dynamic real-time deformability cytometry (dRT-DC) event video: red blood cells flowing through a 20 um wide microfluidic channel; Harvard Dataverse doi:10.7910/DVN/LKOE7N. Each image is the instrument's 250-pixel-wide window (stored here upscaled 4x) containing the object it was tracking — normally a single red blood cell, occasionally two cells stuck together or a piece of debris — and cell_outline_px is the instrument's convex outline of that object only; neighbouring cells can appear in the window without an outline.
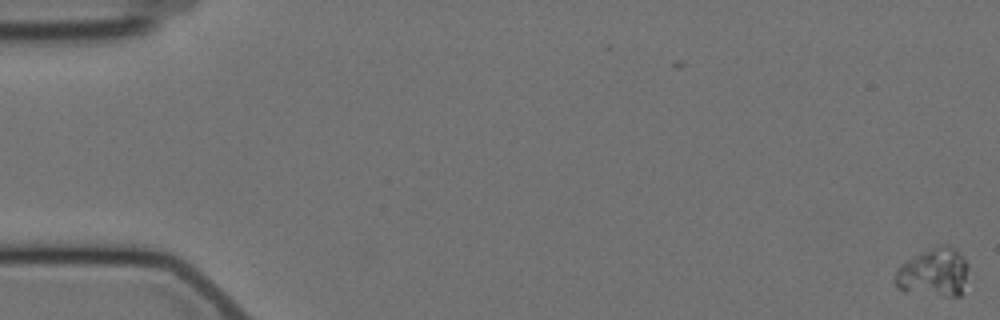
{"species": "Egyptian fruit bat (a non-hibernating species)", "species_latin": "Rousettus aegyptiacus", "temperature_condition": "cold", "stored_images_in_passage": 61, "camera_frame_rate_fps": 3000, "um_per_image_px": 0.085, "animal": {"sex": "female"}, "frame": {"image": 1, "passage_image": 1, "time_ms": 0.0, "image_size_px": [1000, 320], "cell_outline_px": [[968, 268], [960, 296], [944, 296], [904, 292], [896, 288], [892, 280], [900, 264], [940, 244], [948, 244], [956, 248], [960, 252], [968, 264]], "centroid_in_image_um": [79.34, 23.17], "position_along_channel_um": 5.7, "area_um2": 20.87}}
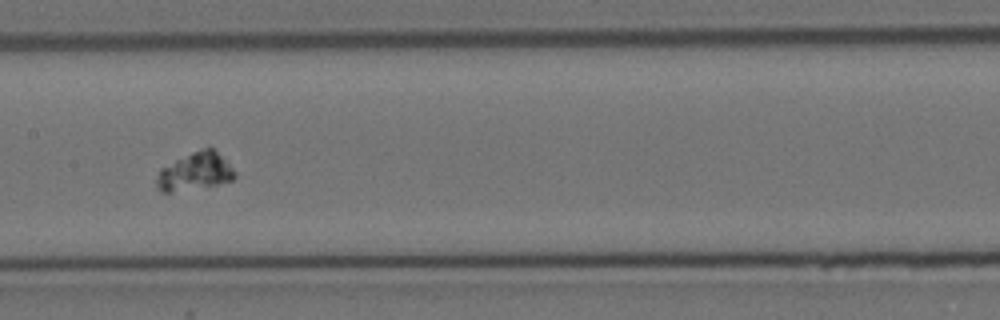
{"frame": {"image": 2, "passage_image": 31, "time_ms": 10.0, "image_size_px": [1000, 320], "cell_outline_px": [[236, 176], [232, 180], [216, 184], [168, 192], [160, 192], [156, 188], [156, 180], [160, 168], [192, 152], [204, 148], [212, 148], [232, 168]], "centroid_in_image_um": [16.52, 14.59], "position_along_channel_um": 190.9, "area_um2": 16.59}}
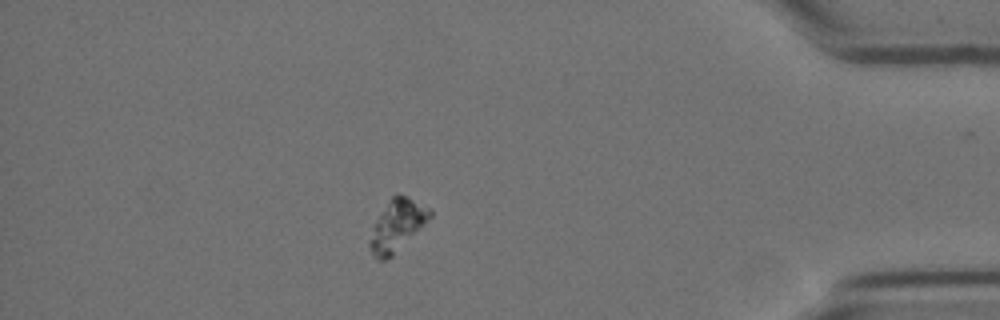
{"frame": {"image": 3, "passage_image": 53, "time_ms": 17.333, "image_size_px": [1000, 320], "cell_outline_px": [[432, 216], [388, 260], [376, 260], [372, 256], [368, 244], [372, 224], [388, 200], [396, 192], [408, 196], [432, 208]], "centroid_in_image_um": [33.72, 19.14], "position_along_channel_um": 401.5, "area_um2": 18.44}}